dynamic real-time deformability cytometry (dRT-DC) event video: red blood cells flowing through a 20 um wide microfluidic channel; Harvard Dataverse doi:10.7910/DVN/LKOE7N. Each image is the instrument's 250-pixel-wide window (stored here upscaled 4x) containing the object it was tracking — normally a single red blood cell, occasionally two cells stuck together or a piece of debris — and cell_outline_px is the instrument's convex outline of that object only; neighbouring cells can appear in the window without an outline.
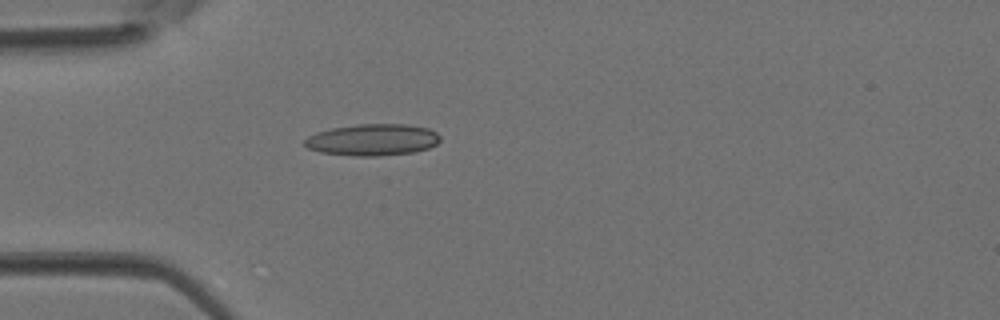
{"species": "Egyptian fruit bat (a non-hibernating species)", "species_latin": "Rousettus aegyptiacus", "temperature_condition": "room temperature", "stored_images_in_passage": 4, "camera_frame_rate_fps": 3000, "um_per_image_px": 0.085, "animal": {"sex": "female"}, "frame": {"image": 1, "passage_image": 4, "time_ms": 1.0, "image_size_px": [1000, 320], "cell_outline_px": [[440, 140], [436, 144], [428, 148], [412, 152], [376, 156], [356, 156], [320, 152], [308, 148], [304, 144], [304, 140], [308, 136], [316, 132], [332, 128], [356, 124], [404, 124], [428, 128], [436, 132], [440, 136]], "centroid_in_image_um": [31.65, 11.88], "position_along_channel_um": 53.3, "area_um2": 24.91}}